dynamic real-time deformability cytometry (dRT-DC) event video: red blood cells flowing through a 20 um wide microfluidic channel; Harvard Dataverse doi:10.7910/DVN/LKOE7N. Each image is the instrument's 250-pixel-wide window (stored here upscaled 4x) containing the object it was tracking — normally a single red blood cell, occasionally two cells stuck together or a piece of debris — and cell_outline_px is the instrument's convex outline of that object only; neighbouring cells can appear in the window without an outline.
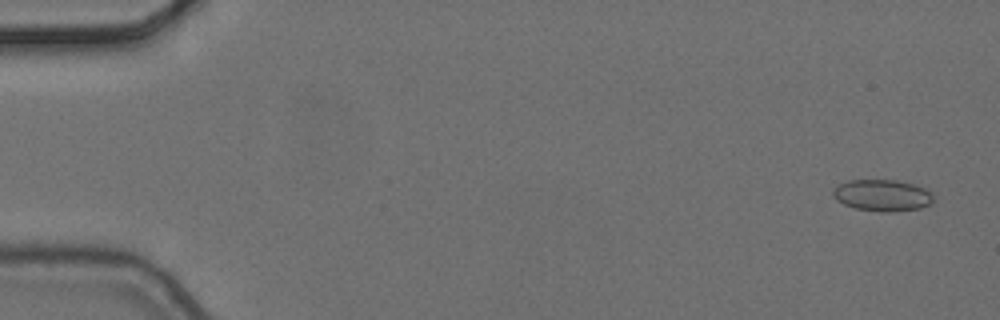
{"species": "common noctule bat (a hibernating species)", "species_latin": "Nyctalus noctula", "temperature_condition": "cold", "stored_images_in_passage": 5, "camera_frame_rate_fps": 3000, "um_per_image_px": 0.085, "animal": {"sex": "female", "body_mass_g": 24.6, "forearm_length_mm": 56.2}, "frame": {"image": 1, "passage_image": 1, "time_ms": 0.0, "image_size_px": [1000, 320], "cell_outline_px": [[932, 204], [920, 208], [884, 212], [880, 212], [856, 208], [844, 204], [836, 200], [832, 192], [832, 188], [848, 180], [896, 180], [912, 184], [924, 188], [932, 192]], "centroid_in_image_um": [74.98, 16.6], "position_along_channel_um": 10.0, "area_um2": 18.38}}
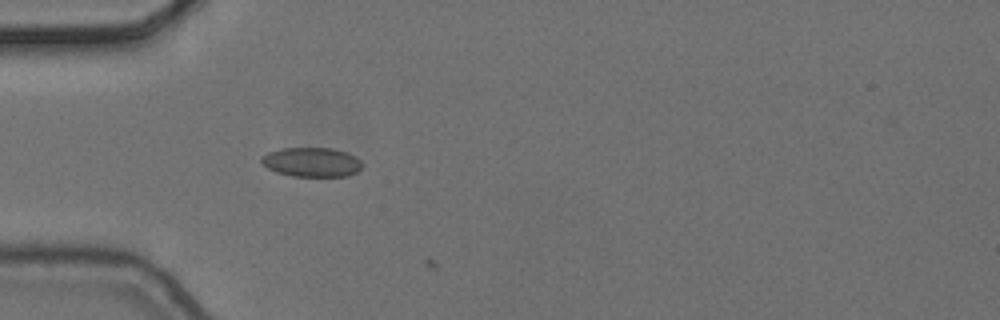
{"frame": {"image": 2, "passage_image": 4, "time_ms": 1.0, "image_size_px": [1000, 320], "cell_outline_px": [[364, 164], [356, 172], [348, 176], [292, 176], [276, 172], [268, 168], [260, 160], [260, 156], [268, 152], [280, 148], [332, 148], [348, 152], [356, 156]], "centroid_in_image_um": [26.5, 13.77], "position_along_channel_um": 58.5, "area_um2": 17.4}}